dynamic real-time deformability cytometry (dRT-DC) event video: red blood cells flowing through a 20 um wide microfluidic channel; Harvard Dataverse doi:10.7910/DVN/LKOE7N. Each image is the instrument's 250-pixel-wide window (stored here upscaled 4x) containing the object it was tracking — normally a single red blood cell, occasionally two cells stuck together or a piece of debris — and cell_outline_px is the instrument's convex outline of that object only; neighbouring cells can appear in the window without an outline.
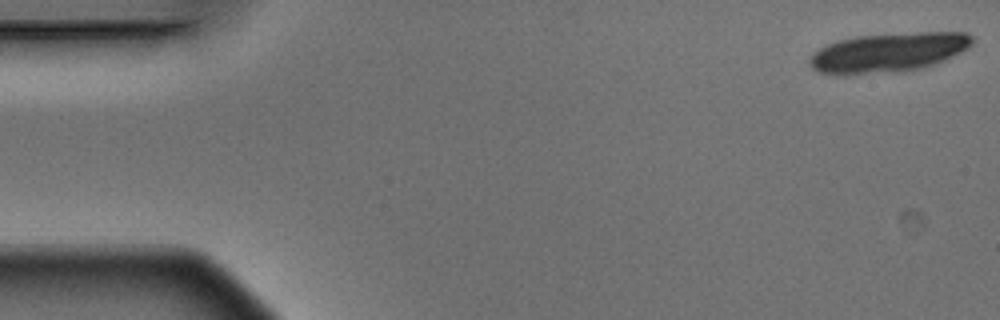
{"species": "Egyptian fruit bat (a non-hibernating species)", "species_latin": "Rousettus aegyptiacus", "temperature_condition": "warm", "stored_images_in_passage": 9, "camera_frame_rate_fps": 3000, "um_per_image_px": 0.085, "animal": {"sex": "male"}, "frame": {"image": 1, "passage_image": 1, "time_ms": 0.0, "image_size_px": [1000, 320], "cell_outline_px": [[972, 44], [968, 48], [944, 60], [920, 68], [836, 76], [820, 72], [812, 68], [808, 64], [808, 60], [812, 52], [828, 44], [840, 40], [856, 36], [916, 32], [968, 32], [972, 36]], "centroid_in_image_um": [75.46, 4.44], "position_along_channel_um": 9.5, "area_um2": 37.05}}
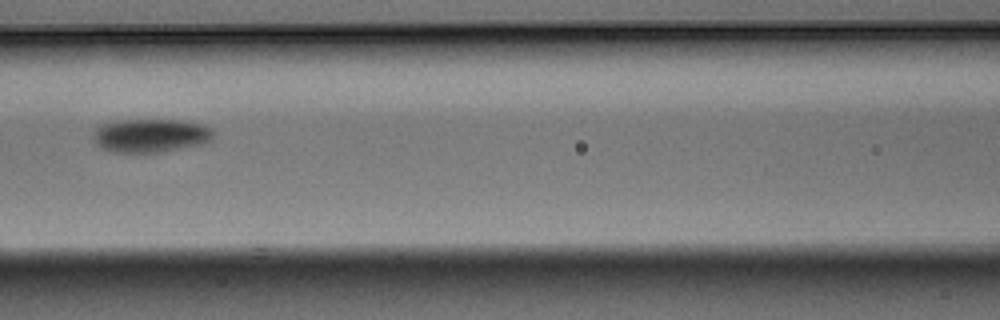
{"frame": {"image": 2, "passage_image": 8, "time_ms": 2.333, "image_size_px": [1000, 320], "cell_outline_px": [[212, 140], [204, 144], [160, 152], [112, 152], [104, 148], [96, 140], [96, 132], [104, 124], [124, 120], [188, 120], [204, 124], [212, 128]], "centroid_in_image_um": [12.95, 11.51], "position_along_channel_um": 153.6, "area_um2": 23.06}}
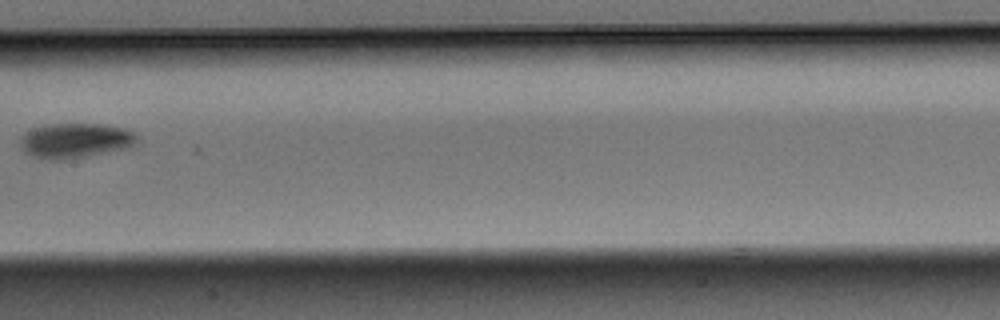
{"frame": {"image": 3, "passage_image": 9, "time_ms": 2.667, "image_size_px": [1000, 320], "cell_outline_px": [[136, 144], [128, 148], [64, 160], [48, 160], [32, 156], [20, 144], [20, 140], [24, 132], [32, 128], [44, 124], [104, 124], [124, 128], [136, 132]], "centroid_in_image_um": [6.41, 11.94], "position_along_channel_um": 201.0, "area_um2": 23.81}}